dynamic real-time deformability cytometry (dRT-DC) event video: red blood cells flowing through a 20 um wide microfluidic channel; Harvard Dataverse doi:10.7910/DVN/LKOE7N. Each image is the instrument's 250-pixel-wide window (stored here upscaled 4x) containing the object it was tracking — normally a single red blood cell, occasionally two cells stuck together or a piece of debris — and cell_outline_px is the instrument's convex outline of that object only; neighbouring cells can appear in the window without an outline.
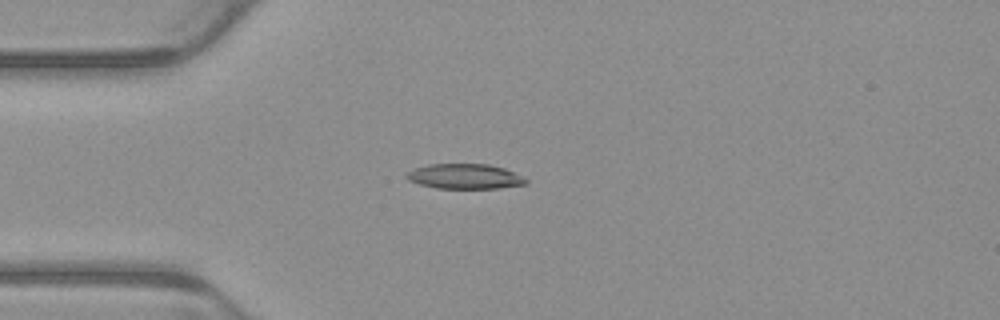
{"species": "common noctule bat (a hibernating species)", "species_latin": "Nyctalus noctula", "temperature_condition": "warm", "stored_images_in_passage": 5, "camera_frame_rate_fps": 3000, "um_per_image_px": 0.085, "animal": {"sex": "male", "body_mass_g": 23.1, "forearm_length_mm": 52.7}, "frame": {"image": 1, "passage_image": 5, "time_ms": 1.333, "image_size_px": [1000, 320], "cell_outline_px": [[528, 184], [500, 188], [436, 188], [420, 184], [408, 180], [404, 176], [408, 172], [416, 168], [428, 164], [488, 164], [504, 168], [524, 176], [528, 180]], "centroid_in_image_um": [39.55, 14.99], "position_along_channel_um": 45.4, "area_um2": 17.46}}